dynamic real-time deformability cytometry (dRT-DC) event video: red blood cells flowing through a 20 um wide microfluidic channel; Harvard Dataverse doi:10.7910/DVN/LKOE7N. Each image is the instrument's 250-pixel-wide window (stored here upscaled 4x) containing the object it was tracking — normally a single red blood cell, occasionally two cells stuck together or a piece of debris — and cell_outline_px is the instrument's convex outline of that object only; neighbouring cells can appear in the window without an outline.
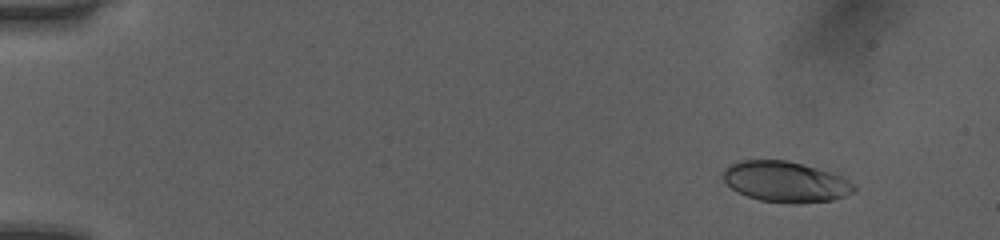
{"species": "human", "species_latin": "Homo sapiens", "temperature_condition": "room temperature", "stored_images_in_passage": 47, "camera_frame_rate_fps": 3000, "um_per_image_px": 0.085, "donor": {"sex": "female"}, "frame": {"image": 1, "passage_image": 1, "time_ms": 0.0, "image_size_px": [1000, 240], "cell_outline_px": [[856, 192], [832, 200], [796, 204], [760, 200], [748, 196], [732, 188], [724, 180], [724, 168], [732, 164], [744, 160], [784, 160], [816, 168], [840, 176], [856, 184]], "centroid_in_image_um": [66.81, 15.46], "position_along_channel_um": 18.2, "area_um2": 30.63}}
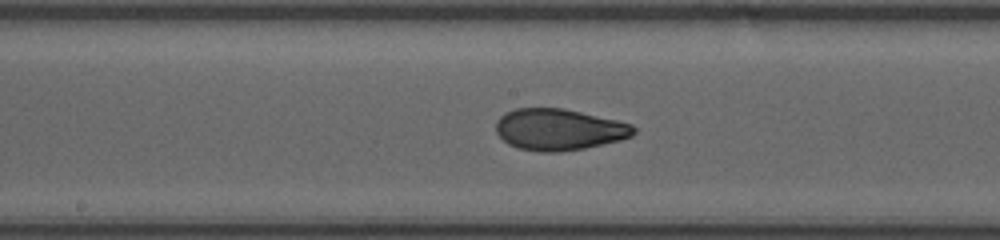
{"frame": {"image": 2, "passage_image": 24, "time_ms": 7.667, "image_size_px": [1000, 240], "cell_outline_px": [[636, 132], [632, 136], [620, 140], [584, 148], [560, 152], [540, 152], [516, 148], [508, 144], [496, 132], [496, 120], [500, 116], [516, 108], [564, 108], [616, 120], [632, 124], [636, 128]], "centroid_in_image_um": [47.51, 11.01], "position_along_channel_um": 200.7, "area_um2": 33.29}}
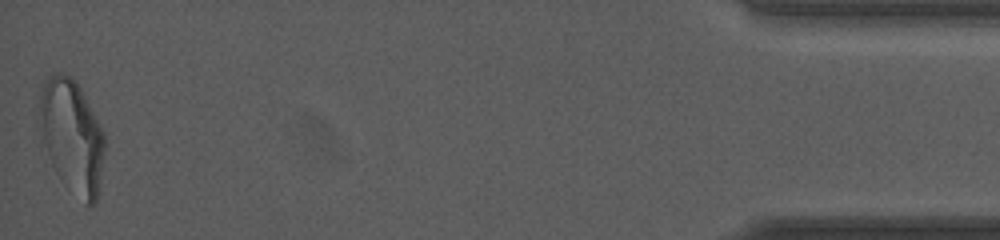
{"frame": {"image": 3, "passage_image": 47, "time_ms": 15.333, "image_size_px": [1000, 240], "cell_outline_px": [[104, 148], [96, 200], [92, 204], [88, 204], [64, 184], [60, 180], [40, 144], [40, 84], [48, 76], [56, 72], [60, 72], [68, 76], [80, 88], [104, 132]], "centroid_in_image_um": [6.05, 11.54], "position_along_channel_um": 429.2, "area_um2": 42.66}, "authors_computed_cell_mechanics": {"area_um2": 33.0038, "velocity_mm_per_s": 4.0636, "shape_relaxation_time_tau1_ms": 5.376, "shape_relaxation_time_tau2_ms": 1.2051, "deformation_change_tau1": 0.1916, "deformation_change_tau2": 0.0691}}